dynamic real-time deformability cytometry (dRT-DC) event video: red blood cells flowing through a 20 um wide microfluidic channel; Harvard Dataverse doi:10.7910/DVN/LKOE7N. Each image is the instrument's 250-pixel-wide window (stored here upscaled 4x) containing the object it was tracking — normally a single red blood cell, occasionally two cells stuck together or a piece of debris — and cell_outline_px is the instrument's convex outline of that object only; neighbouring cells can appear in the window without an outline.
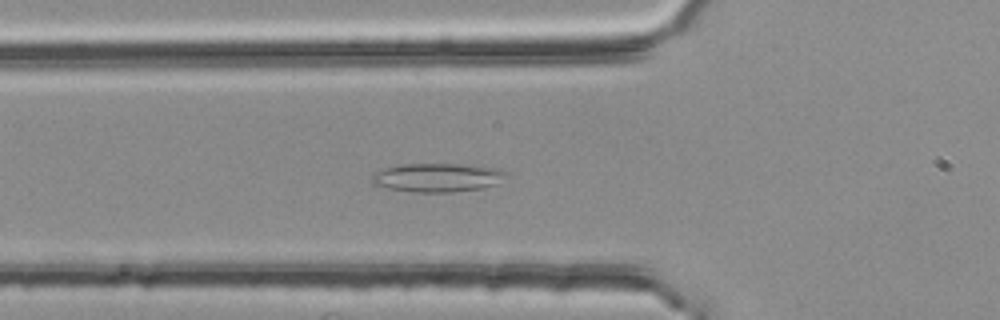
{"species": "common noctule bat (a hibernating species)", "species_latin": "Nyctalus noctula", "temperature_condition": "room temperature", "stored_images_in_passage": 52, "camera_frame_rate_fps": 3000, "um_per_image_px": 0.085, "animal": {"sex": "female", "body_mass_g": 25.1}, "frame": {"image": 1, "passage_image": 18, "time_ms": 5.667, "image_size_px": [1000, 320], "cell_outline_px": [[508, 172], [496, 184], [484, 188], [452, 192], [412, 192], [388, 188], [372, 184], [372, 176], [376, 172], [384, 168], [400, 164], [460, 164], [500, 168]], "centroid_in_image_um": [37.18, 15.09], "position_along_channel_um": 88.6, "area_um2": 22.48}}
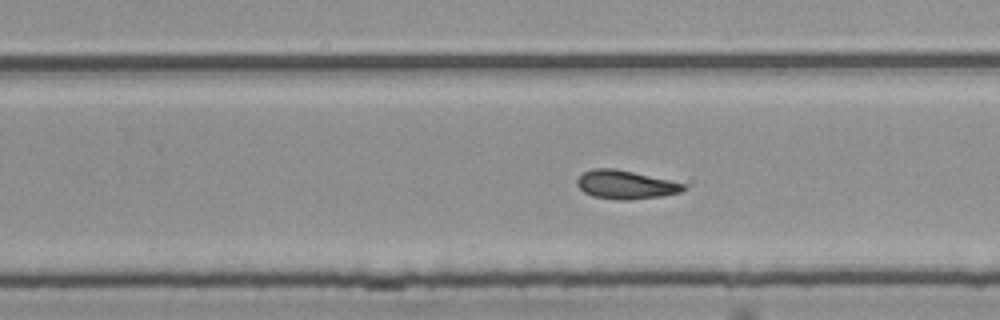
{"frame": {"image": 2, "passage_image": 33, "time_ms": 10.667, "image_size_px": [1000, 320], "cell_outline_px": [[688, 188], [684, 192], [660, 196], [628, 200], [620, 200], [592, 196], [584, 192], [576, 184], [576, 180], [584, 172], [592, 168], [616, 168], [668, 180], [684, 184]], "centroid_in_image_um": [53.17, 15.7], "position_along_channel_um": 276.6, "area_um2": 17.69}}
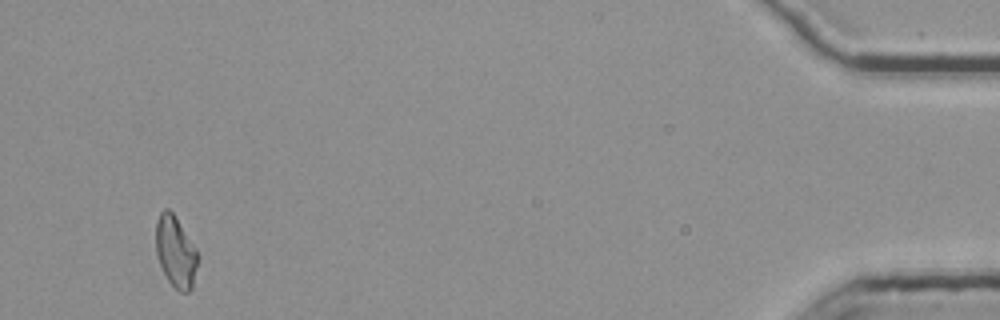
{"frame": {"image": 3, "passage_image": 51, "time_ms": 16.667, "image_size_px": [1000, 320], "cell_outline_px": [[196, 264], [192, 288], [188, 292], [180, 292], [168, 280], [156, 256], [156, 224], [160, 212], [164, 208], [168, 208], [172, 212], [196, 248]], "centroid_in_image_um": [14.9, 21.38], "position_along_channel_um": 420.3, "area_um2": 16.94}, "authors_computed_cell_mechanics": {"area_um2": 17.7157, "velocity_mm_per_s": 3.7553, "shape_relaxation_time_tau1_ms": null, "shape_relaxation_time_tau2_ms": 4.8893, "deformation_change_tau1": null, "deformation_change_tau2": 0.1234}}